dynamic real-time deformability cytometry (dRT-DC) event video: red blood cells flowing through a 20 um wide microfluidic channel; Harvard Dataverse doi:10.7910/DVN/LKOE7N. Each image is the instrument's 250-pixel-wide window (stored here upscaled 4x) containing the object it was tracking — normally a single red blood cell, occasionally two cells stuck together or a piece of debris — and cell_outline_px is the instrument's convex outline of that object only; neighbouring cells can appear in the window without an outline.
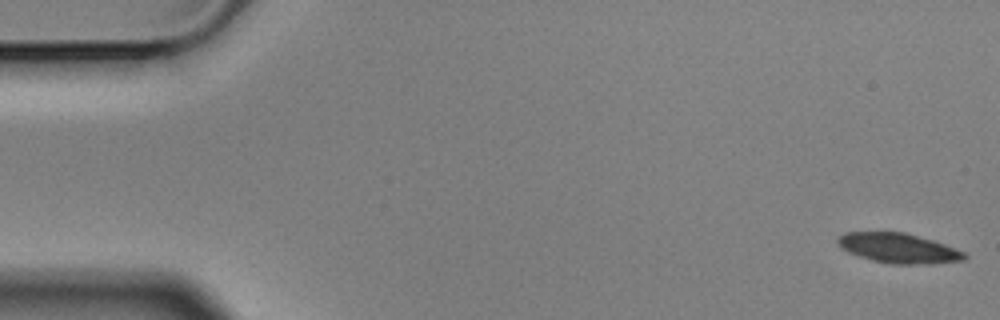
{"species": "Egyptian fruit bat (a non-hibernating species)", "species_latin": "Rousettus aegyptiacus", "temperature_condition": "cold", "stored_images_in_passage": 4, "camera_frame_rate_fps": 3000, "um_per_image_px": 0.085, "animal": {"sex": "male"}, "frame": {"image": 1, "passage_image": 1, "time_ms": 0.0, "image_size_px": [1000, 320], "cell_outline_px": [[968, 256], [964, 260], [932, 264], [896, 264], [872, 260], [848, 252], [840, 248], [836, 244], [836, 236], [844, 232], [904, 232], [932, 240], [944, 244], [964, 252]], "centroid_in_image_um": [76.32, 21.09], "position_along_channel_um": 8.7, "area_um2": 22.08}}
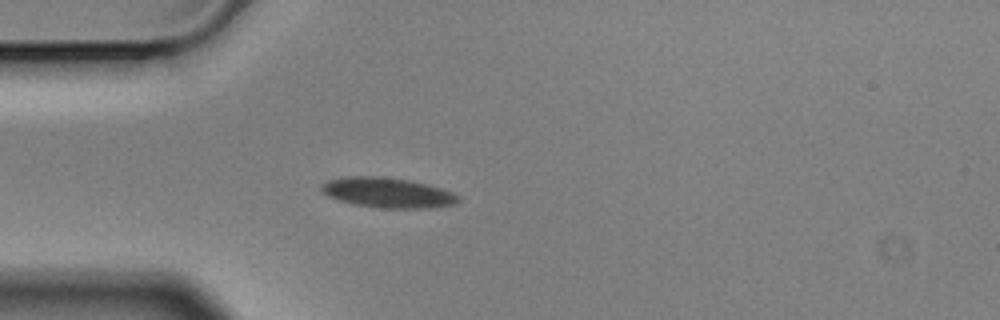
{"frame": {"image": 2, "passage_image": 4, "time_ms": 1.0, "image_size_px": [1000, 320], "cell_outline_px": [[460, 200], [456, 204], [436, 208], [380, 208], [352, 204], [328, 196], [320, 192], [320, 184], [328, 180], [348, 176], [380, 176], [408, 180], [428, 184], [452, 192], [460, 196]], "centroid_in_image_um": [32.95, 16.38], "position_along_channel_um": 52.0, "area_um2": 24.28}}